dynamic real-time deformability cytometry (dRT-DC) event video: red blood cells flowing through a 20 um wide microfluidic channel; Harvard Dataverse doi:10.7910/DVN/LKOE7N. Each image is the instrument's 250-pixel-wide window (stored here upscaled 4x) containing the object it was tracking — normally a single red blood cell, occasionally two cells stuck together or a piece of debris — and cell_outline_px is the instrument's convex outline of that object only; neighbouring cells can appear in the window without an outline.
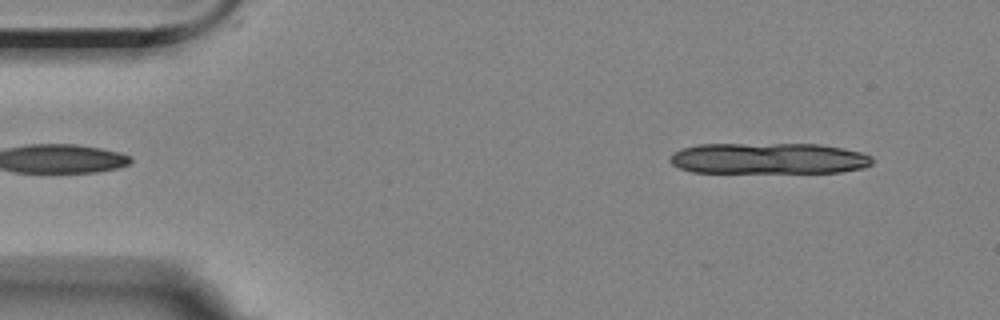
{"species": "Egyptian fruit bat (a non-hibernating species)", "species_latin": "Rousettus aegyptiacus", "temperature_condition": "room temperature", "stored_images_in_passage": 9, "camera_frame_rate_fps": 3000, "um_per_image_px": 0.085, "animal": {"sex": "female"}, "frame": {"image": 1, "passage_image": 1, "time_ms": 0.0, "image_size_px": [1000, 320], "cell_outline_px": [[872, 164], [864, 168], [840, 172], [692, 172], [680, 168], [672, 164], [668, 160], [672, 152], [696, 144], [820, 144], [844, 148], [860, 152], [872, 156]], "centroid_in_image_um": [65.33, 13.46], "position_along_channel_um": 19.7, "area_um2": 36.82}}